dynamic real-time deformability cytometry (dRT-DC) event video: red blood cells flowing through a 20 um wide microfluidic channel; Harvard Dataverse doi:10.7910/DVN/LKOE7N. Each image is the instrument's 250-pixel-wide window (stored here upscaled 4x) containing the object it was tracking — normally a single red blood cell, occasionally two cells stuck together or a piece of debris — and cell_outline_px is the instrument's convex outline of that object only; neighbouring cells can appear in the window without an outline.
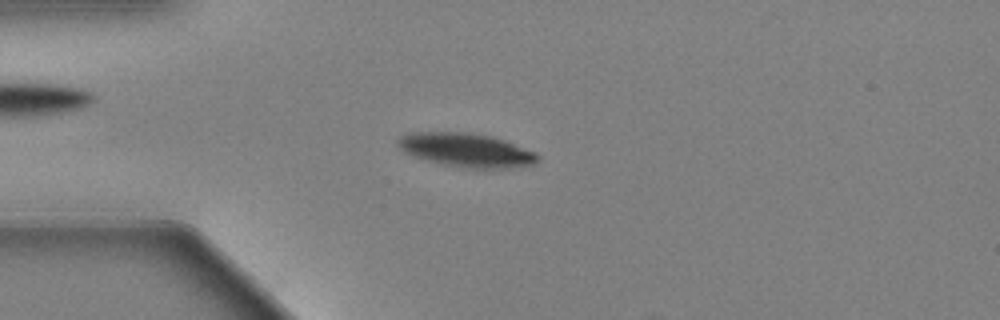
{"species": "Egyptian fruit bat (a non-hibernating species)", "species_latin": "Rousettus aegyptiacus", "temperature_condition": "warm", "stored_images_in_passage": 55, "camera_frame_rate_fps": 3000, "um_per_image_px": 0.085, "animal": {"sex": "female"}, "frame": {"image": 1, "passage_image": 14, "time_ms": 4.333, "image_size_px": [1000, 320], "cell_outline_px": [[540, 160], [532, 164], [512, 168], [464, 168], [440, 164], [404, 152], [396, 144], [396, 140], [400, 136], [408, 132], [468, 132], [492, 136], [504, 140], [536, 152], [540, 156]], "centroid_in_image_um": [39.63, 12.75], "position_along_channel_um": 45.4, "area_um2": 27.69}}
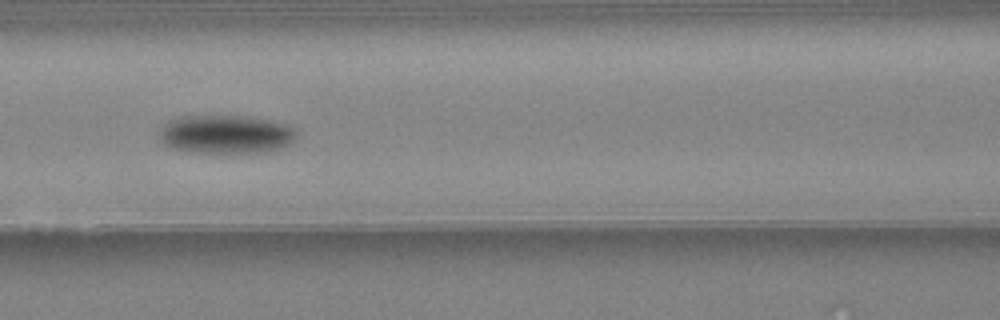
{"frame": {"image": 2, "passage_image": 24, "time_ms": 7.667, "image_size_px": [1000, 320], "cell_outline_px": [[296, 140], [284, 148], [268, 152], [188, 152], [172, 148], [164, 144], [160, 140], [160, 132], [164, 124], [168, 120], [188, 116], [244, 116], [288, 124], [296, 132]], "centroid_in_image_um": [19.22, 11.43], "position_along_channel_um": 147.4, "area_um2": 30.81}}
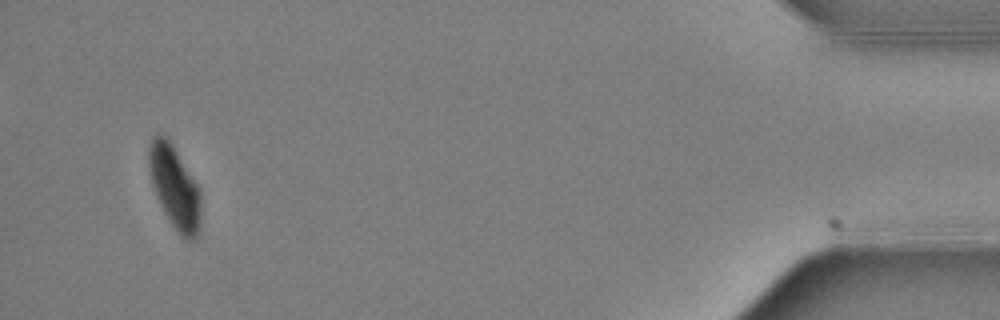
{"frame": {"image": 3, "passage_image": 53, "time_ms": 17.333, "image_size_px": [1000, 320], "cell_outline_px": [[200, 220], [196, 236], [192, 240], [184, 240], [180, 236], [164, 212], [156, 196], [152, 184], [148, 168], [148, 148], [152, 140], [156, 136], [164, 136], [172, 144], [200, 188]], "centroid_in_image_um": [14.84, 15.94], "position_along_channel_um": 420.4, "area_um2": 24.8}, "authors_computed_cell_mechanics": {"area_um2": 28.3798, "velocity_mm_per_s": 3.6351, "shape_relaxation_time_tau1_ms": 2.1604, "shape_relaxation_time_tau2_ms": null, "deformation_change_tau1": 0.1186, "deformation_change_tau2": null}}